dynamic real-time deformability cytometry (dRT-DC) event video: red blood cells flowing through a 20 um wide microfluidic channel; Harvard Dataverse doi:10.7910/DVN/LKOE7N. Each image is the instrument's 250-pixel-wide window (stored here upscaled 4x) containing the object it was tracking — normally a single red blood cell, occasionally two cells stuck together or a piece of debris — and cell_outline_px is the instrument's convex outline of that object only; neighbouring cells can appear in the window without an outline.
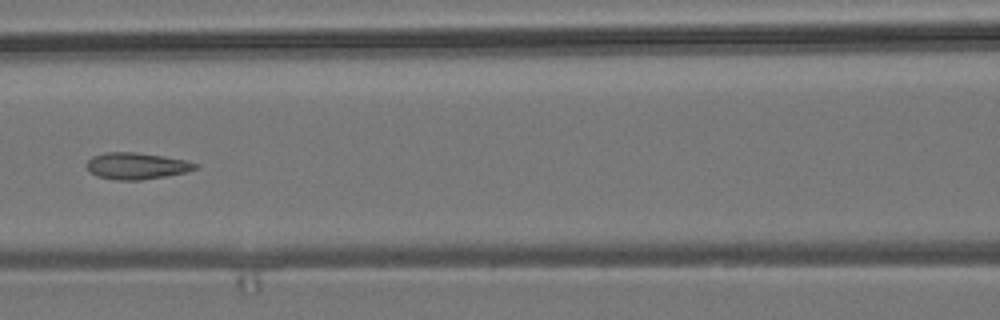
{"species": "common noctule bat (a hibernating species)", "species_latin": "Nyctalus noctula", "temperature_condition": "room temperature", "stored_images_in_passage": 8, "camera_frame_rate_fps": 3000, "um_per_image_px": 0.085, "animal": {"sex": "male", "body_mass_g": 19.2, "forearm_length_mm": 51.8}, "frame": {"image": 1, "passage_image": 6, "time_ms": 6.0, "image_size_px": [1000, 320], "cell_outline_px": [[200, 164], [196, 168], [188, 172], [168, 176], [140, 180], [116, 180], [96, 176], [84, 164], [92, 156], [104, 152], [136, 152], [164, 156], [184, 160]], "centroid_in_image_um": [11.61, 14.1], "position_along_channel_um": 155.0, "area_um2": 16.99}}
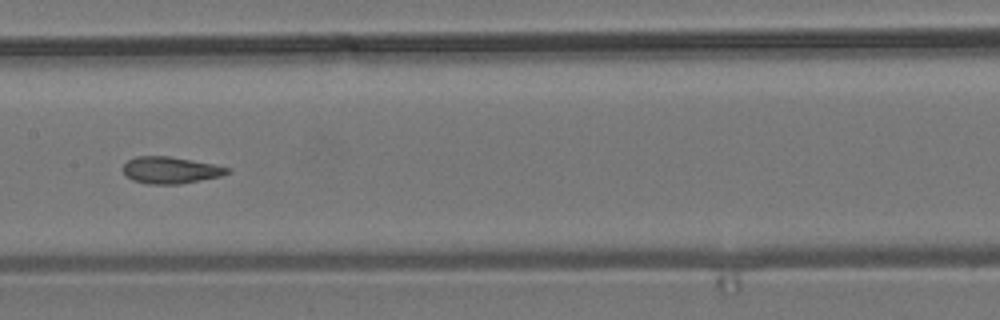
{"frame": {"image": 2, "passage_image": 7, "time_ms": 7.0, "image_size_px": [1000, 320], "cell_outline_px": [[232, 172], [220, 176], [180, 184], [148, 184], [132, 180], [124, 172], [124, 164], [128, 160], [136, 156], [168, 156], [192, 160], [232, 168]], "centroid_in_image_um": [14.52, 14.46], "position_along_channel_um": 192.9, "area_um2": 16.18}}
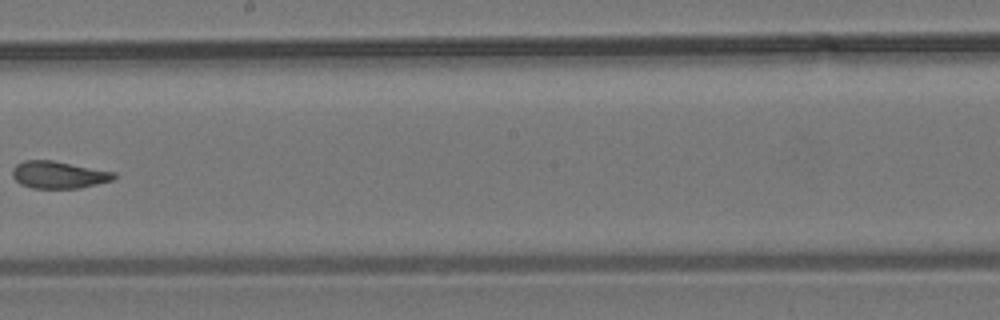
{"frame": {"image": 3, "passage_image": 8, "time_ms": 8.333, "image_size_px": [1000, 320], "cell_outline_px": [[116, 176], [112, 180], [80, 188], [32, 188], [20, 184], [12, 176], [12, 168], [16, 164], [24, 160], [52, 160], [116, 172]], "centroid_in_image_um": [4.96, 14.85], "position_along_channel_um": 243.2, "area_um2": 16.13}}